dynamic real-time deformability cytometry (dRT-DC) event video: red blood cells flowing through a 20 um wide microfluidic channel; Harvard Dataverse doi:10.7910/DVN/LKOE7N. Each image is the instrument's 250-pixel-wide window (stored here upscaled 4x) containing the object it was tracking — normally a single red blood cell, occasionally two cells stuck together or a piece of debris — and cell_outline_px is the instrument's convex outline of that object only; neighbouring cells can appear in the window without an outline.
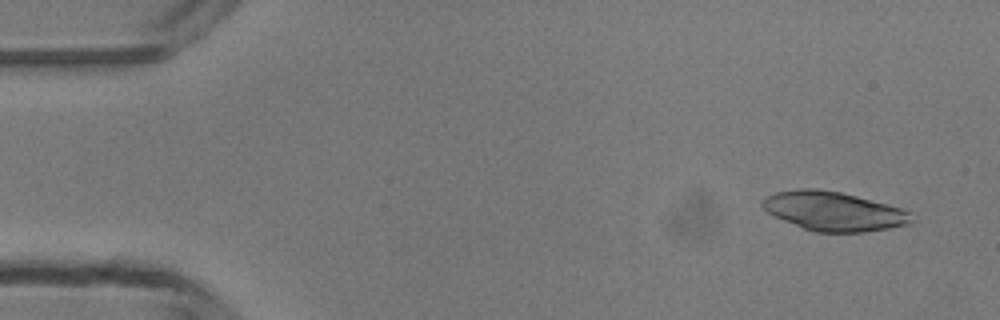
{"species": "common noctule bat (a hibernating species)", "species_latin": "Nyctalus noctula", "temperature_condition": "room temperature", "stored_images_in_passage": 4, "camera_frame_rate_fps": 3000, "um_per_image_px": 0.085, "animal": {"sex": "male", "body_mass_g": 13.3}, "frame": {"image": 1, "passage_image": 1, "time_ms": 0.0, "image_size_px": [1000, 320], "cell_outline_px": [[912, 212], [908, 224], [888, 228], [864, 232], [816, 232], [804, 228], [784, 220], [768, 212], [760, 204], [768, 196], [776, 192], [800, 188], [816, 188], [840, 192], [856, 196], [900, 208]], "centroid_in_image_um": [70.85, 17.95], "position_along_channel_um": 14.2, "area_um2": 33.35}}